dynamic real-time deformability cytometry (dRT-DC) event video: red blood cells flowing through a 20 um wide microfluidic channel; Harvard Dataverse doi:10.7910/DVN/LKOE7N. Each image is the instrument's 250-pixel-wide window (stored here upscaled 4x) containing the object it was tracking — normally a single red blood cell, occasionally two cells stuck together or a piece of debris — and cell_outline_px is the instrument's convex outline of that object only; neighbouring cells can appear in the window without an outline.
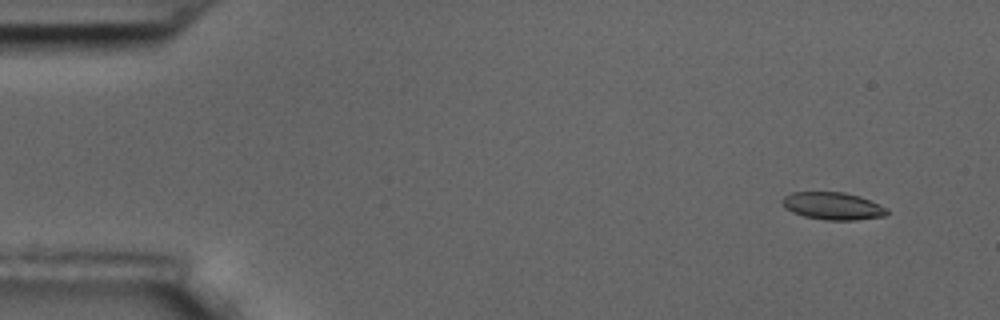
{"species": "common noctule bat (a hibernating species)", "species_latin": "Nyctalus noctula", "temperature_condition": "room temperature", "stored_images_in_passage": 5, "camera_frame_rate_fps": 3000, "um_per_image_px": 0.085, "animal": {"sex": "male", "body_mass_g": 17.5, "forearm_length_mm": 52.3}, "frame": {"image": 1, "passage_image": 2, "time_ms": 0.333, "image_size_px": [1000, 320], "cell_outline_px": [[888, 212], [884, 216], [856, 220], [824, 220], [804, 216], [792, 212], [784, 208], [780, 200], [784, 196], [792, 192], [844, 192], [860, 196], [888, 208]], "centroid_in_image_um": [70.76, 17.51], "position_along_channel_um": 14.2, "area_um2": 16.88}}
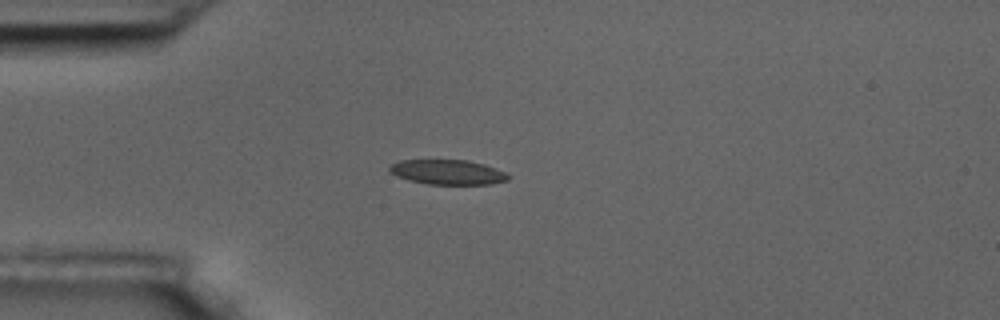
{"frame": {"image": 2, "passage_image": 5, "time_ms": 1.333, "image_size_px": [1000, 320], "cell_outline_px": [[508, 180], [492, 184], [428, 184], [408, 180], [396, 176], [388, 172], [388, 168], [392, 164], [400, 160], [468, 160], [484, 164], [496, 168], [504, 172], [508, 176]], "centroid_in_image_um": [38.02, 14.63], "position_along_channel_um": 47.0, "area_um2": 17.17}}